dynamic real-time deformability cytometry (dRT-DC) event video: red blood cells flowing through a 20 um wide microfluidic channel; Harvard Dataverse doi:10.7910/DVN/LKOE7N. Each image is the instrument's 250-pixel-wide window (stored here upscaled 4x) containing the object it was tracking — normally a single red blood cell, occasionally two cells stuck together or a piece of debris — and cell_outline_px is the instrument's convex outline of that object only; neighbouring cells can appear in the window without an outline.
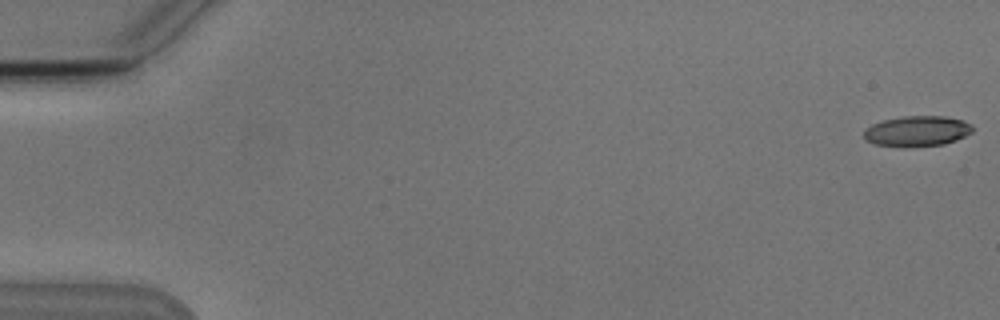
{"species": "Egyptian fruit bat (a non-hibernating species)", "species_latin": "Rousettus aegyptiacus", "temperature_condition": "cold", "stored_images_in_passage": 7, "camera_frame_rate_fps": 3000, "um_per_image_px": 0.085, "animal": {"sex": "male"}, "frame": {"image": 1, "passage_image": 1, "time_ms": 0.0, "image_size_px": [1000, 320], "cell_outline_px": [[972, 132], [956, 140], [944, 144], [876, 144], [868, 140], [864, 136], [864, 128], [872, 124], [884, 120], [904, 116], [944, 116], [964, 120], [972, 124]], "centroid_in_image_um": [78.0, 11.08], "position_along_channel_um": 7.0, "area_um2": 18.44}}